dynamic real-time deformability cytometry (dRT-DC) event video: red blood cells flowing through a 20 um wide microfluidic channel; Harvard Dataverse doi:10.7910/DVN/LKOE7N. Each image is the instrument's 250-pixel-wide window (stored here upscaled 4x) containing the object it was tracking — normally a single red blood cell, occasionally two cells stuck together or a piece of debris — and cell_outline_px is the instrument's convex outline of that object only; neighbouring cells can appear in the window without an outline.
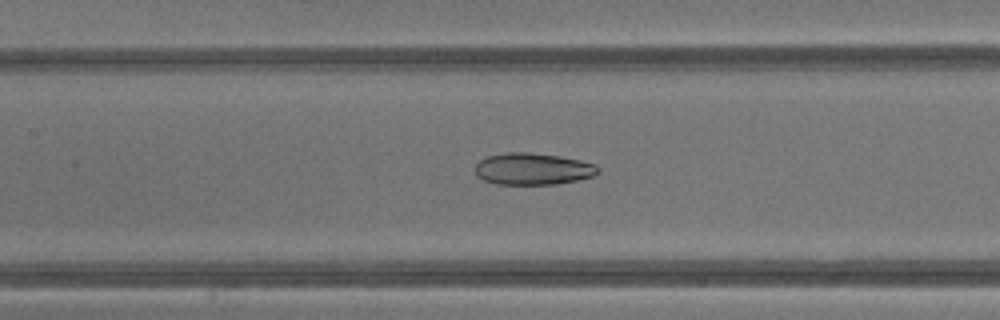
{"species": "common noctule bat (a hibernating species)", "species_latin": "Nyctalus noctula", "temperature_condition": "warm", "stored_images_in_passage": 42, "camera_frame_rate_fps": 3000, "um_per_image_px": 0.085, "animal": {"sex": "male", "body_mass_g": 13.3}, "frame": {"image": 1, "passage_image": 20, "time_ms": 6.333, "image_size_px": [1000, 320], "cell_outline_px": [[600, 168], [592, 176], [576, 180], [556, 184], [496, 184], [484, 180], [476, 176], [476, 164], [480, 160], [488, 156], [508, 152], [528, 152], [560, 156], [580, 160], [596, 164]], "centroid_in_image_um": [45.28, 14.35], "position_along_channel_um": 162.1, "area_um2": 22.66}}
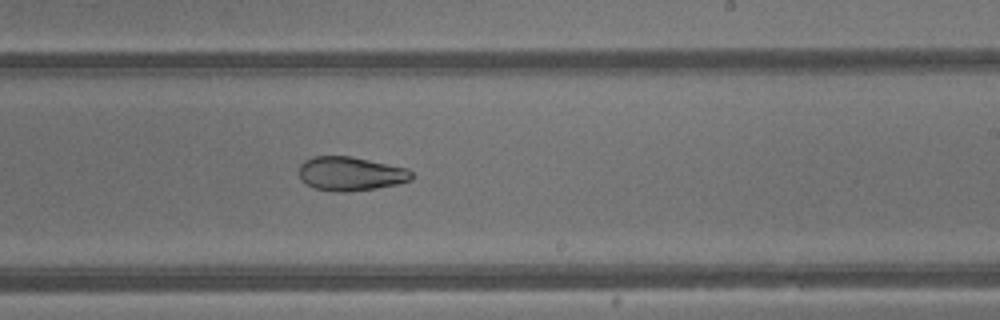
{"frame": {"image": 2, "passage_image": 26, "time_ms": 8.333, "image_size_px": [1000, 320], "cell_outline_px": [[412, 180], [396, 184], [376, 188], [344, 192], [336, 192], [312, 188], [300, 180], [300, 164], [304, 160], [312, 156], [352, 156], [408, 168], [412, 172]], "centroid_in_image_um": [29.78, 14.76], "position_along_channel_um": 259.2, "area_um2": 22.48}}
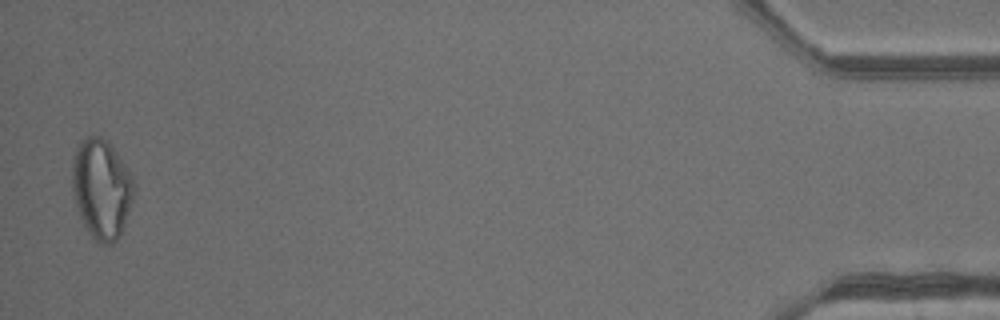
{"frame": {"image": 3, "passage_image": 42, "time_ms": 13.667, "image_size_px": [1000, 320], "cell_outline_px": [[136, 188], [120, 236], [112, 244], [96, 244], [88, 232], [76, 208], [72, 196], [72, 160], [76, 148], [80, 140], [88, 136], [100, 136], [108, 140], [132, 176], [136, 184]], "centroid_in_image_um": [8.61, 16.05], "position_along_channel_um": 426.6, "area_um2": 36.3}, "authors_computed_cell_mechanics": {"area_um2": 29.8537, "velocity_mm_per_s": 4.8774, "shape_relaxation_time_tau1_ms": null, "shape_relaxation_time_tau2_ms": 2.7802, "deformation_change_tau1": null, "deformation_change_tau2": 0.0999}}